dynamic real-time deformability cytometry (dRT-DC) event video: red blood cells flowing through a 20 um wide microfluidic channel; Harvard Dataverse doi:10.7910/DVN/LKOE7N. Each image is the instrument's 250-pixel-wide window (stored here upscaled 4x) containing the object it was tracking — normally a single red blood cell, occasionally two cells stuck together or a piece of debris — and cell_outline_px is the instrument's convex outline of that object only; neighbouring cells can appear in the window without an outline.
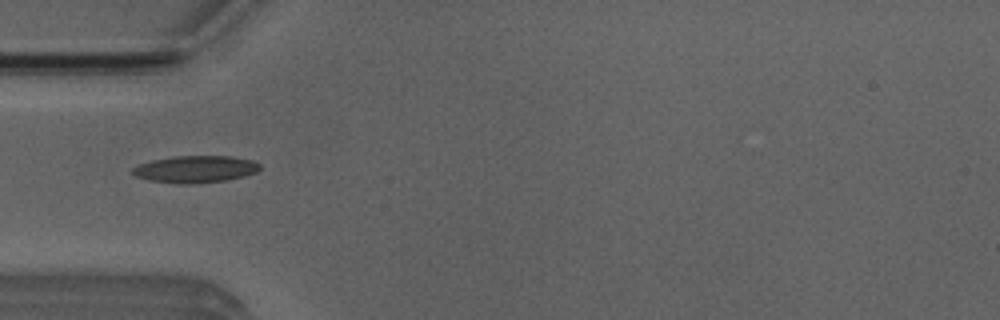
{"species": "Egyptian fruit bat (a non-hibernating species)", "species_latin": "Rousettus aegyptiacus", "temperature_condition": "room temperature", "stored_images_in_passage": 9, "camera_frame_rate_fps": 3000, "um_per_image_px": 0.085, "animal": {"sex": "male"}, "frame": {"image": 1, "passage_image": 3, "time_ms": 0.667, "image_size_px": [1000, 320], "cell_outline_px": [[260, 168], [256, 172], [244, 176], [228, 180], [192, 184], [176, 184], [148, 180], [136, 176], [132, 172], [132, 168], [140, 164], [152, 160], [176, 156], [232, 156], [252, 160], [260, 164]], "centroid_in_image_um": [16.62, 14.38], "position_along_channel_um": 68.4, "area_um2": 20.11}}